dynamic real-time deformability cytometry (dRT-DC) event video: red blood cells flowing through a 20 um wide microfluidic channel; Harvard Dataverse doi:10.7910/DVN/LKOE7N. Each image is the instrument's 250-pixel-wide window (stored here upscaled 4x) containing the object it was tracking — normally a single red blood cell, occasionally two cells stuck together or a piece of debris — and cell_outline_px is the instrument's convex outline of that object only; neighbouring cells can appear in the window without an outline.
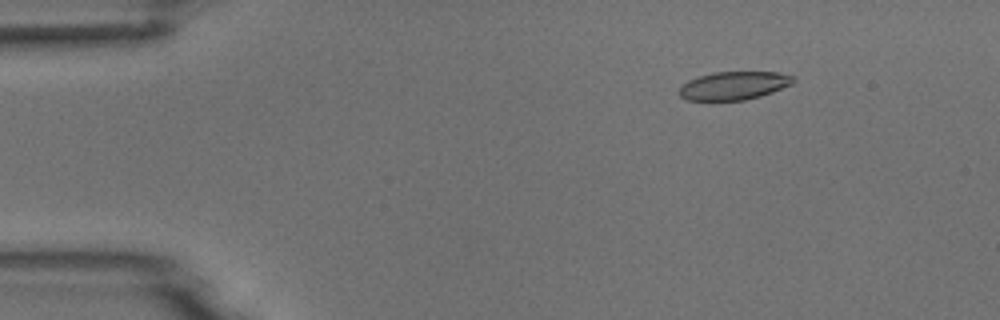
{"species": "common noctule bat (a hibernating species)", "species_latin": "Nyctalus noctula", "temperature_condition": "room temperature", "stored_images_in_passage": 6, "camera_frame_rate_fps": 3000, "um_per_image_px": 0.085, "animal": {"sex": "male", "body_mass_g": 18.8}, "frame": {"image": 1, "passage_image": 2, "time_ms": 1.333, "image_size_px": [1000, 320], "cell_outline_px": [[796, 80], [792, 84], [772, 92], [760, 96], [744, 100], [688, 100], [680, 96], [680, 84], [688, 80], [712, 72], [780, 72], [796, 76]], "centroid_in_image_um": [62.41, 7.26], "position_along_channel_um": 22.6, "area_um2": 18.84}}
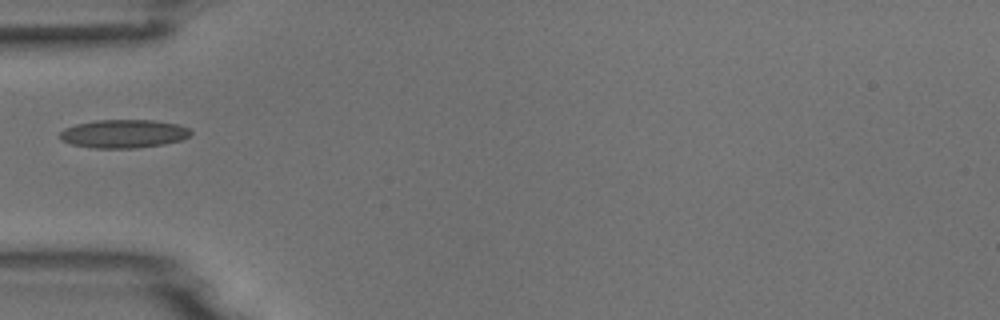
{"frame": {"image": 2, "passage_image": 5, "time_ms": 4.667, "image_size_px": [1000, 320], "cell_outline_px": [[192, 132], [188, 136], [180, 140], [164, 144], [136, 148], [92, 148], [72, 144], [60, 140], [60, 132], [64, 128], [76, 124], [96, 120], [152, 120], [180, 124], [188, 128]], "centroid_in_image_um": [10.49, 11.36], "position_along_channel_um": 74.5, "area_um2": 21.68}}